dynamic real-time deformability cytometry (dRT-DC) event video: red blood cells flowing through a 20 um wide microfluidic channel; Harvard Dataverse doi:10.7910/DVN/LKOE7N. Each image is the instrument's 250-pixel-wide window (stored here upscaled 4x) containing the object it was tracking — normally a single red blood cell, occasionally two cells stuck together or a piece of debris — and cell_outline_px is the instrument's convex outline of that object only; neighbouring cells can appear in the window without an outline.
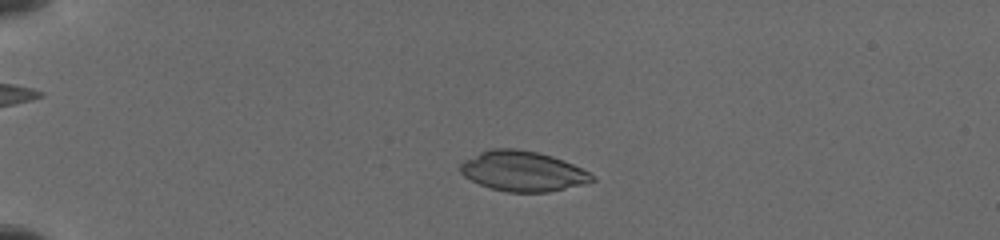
{"species": "common noctule bat (a hibernating species)", "species_latin": "Nyctalus noctula", "temperature_condition": "cold", "stored_images_in_passage": 20, "camera_frame_rate_fps": 3000, "um_per_image_px": 0.085, "animal": {"sex": "female", "body_mass_g": 19.5, "forearm_length_mm": 54.1}, "frame": {"image": 1, "passage_image": 8, "time_ms": 3.333, "image_size_px": [1000, 240], "cell_outline_px": [[596, 180], [584, 184], [548, 192], [508, 192], [492, 188], [480, 184], [464, 176], [460, 172], [460, 164], [464, 160], [480, 152], [492, 148], [516, 148], [536, 152], [552, 156], [564, 160], [596, 176]], "centroid_in_image_um": [44.44, 14.55], "position_along_channel_um": 40.6, "area_um2": 30.69}}
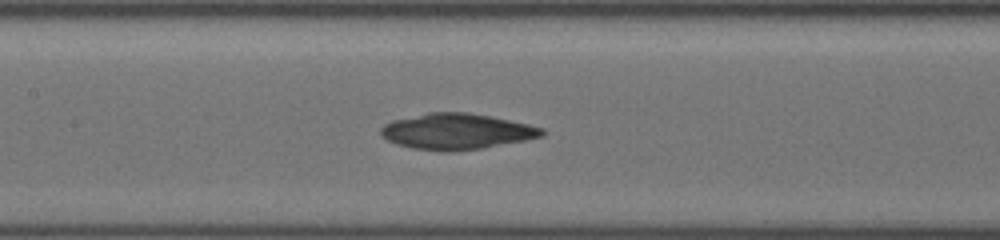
{"frame": {"image": 2, "passage_image": 18, "time_ms": 8.0, "image_size_px": [1000, 240], "cell_outline_px": [[544, 136], [524, 140], [480, 148], [452, 152], [444, 152], [412, 148], [396, 144], [380, 136], [380, 128], [384, 124], [392, 120], [428, 112], [468, 112], [528, 124], [544, 128]], "centroid_in_image_um": [38.76, 11.17], "position_along_channel_um": 168.6, "area_um2": 33.64}}
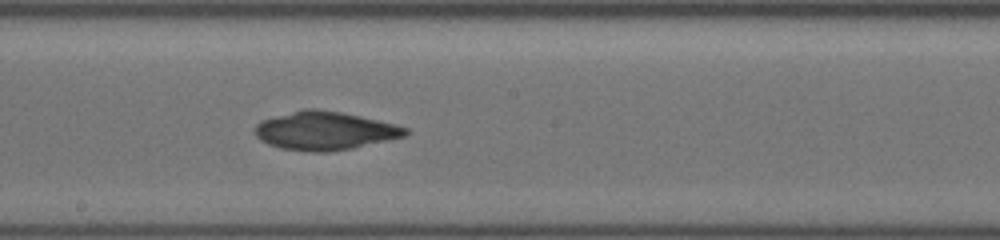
{"frame": {"image": 3, "passage_image": 20, "time_ms": 9.333, "image_size_px": [1000, 240], "cell_outline_px": [[412, 132], [404, 136], [388, 140], [352, 148], [324, 152], [312, 152], [280, 148], [268, 144], [260, 140], [252, 132], [256, 124], [260, 120], [308, 108], [316, 108], [340, 112], [360, 116], [396, 124], [408, 128]], "centroid_in_image_um": [27.6, 11.11], "position_along_channel_um": 220.6, "area_um2": 33.64}}